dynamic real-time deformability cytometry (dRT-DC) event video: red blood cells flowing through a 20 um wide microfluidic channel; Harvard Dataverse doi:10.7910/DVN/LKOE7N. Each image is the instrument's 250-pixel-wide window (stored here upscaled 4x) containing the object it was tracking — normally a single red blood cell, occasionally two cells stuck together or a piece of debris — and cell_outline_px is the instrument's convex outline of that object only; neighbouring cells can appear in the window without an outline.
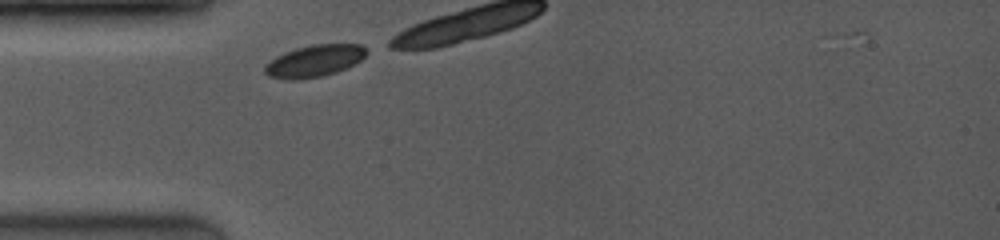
{"species": "common noctule bat (a hibernating species)", "species_latin": "Nyctalus noctula", "temperature_condition": "room temperature", "stored_images_in_passage": 8, "camera_frame_rate_fps": 4000, "um_per_image_px": 0.085, "animal": {"sex": "female", "body_mass_g": 19.0, "forearm_length_mm": 53.3}, "frame": {"image": 1, "passage_image": 3, "time_ms": 0.5, "image_size_px": [1000, 240], "cell_outline_px": [[364, 56], [360, 60], [336, 72], [320, 76], [292, 80], [288, 80], [268, 76], [264, 72], [264, 68], [276, 56], [284, 52], [296, 48], [316, 44], [360, 44], [364, 48]], "centroid_in_image_um": [26.67, 5.18], "position_along_channel_um": 58.3, "area_um2": 18.38}}